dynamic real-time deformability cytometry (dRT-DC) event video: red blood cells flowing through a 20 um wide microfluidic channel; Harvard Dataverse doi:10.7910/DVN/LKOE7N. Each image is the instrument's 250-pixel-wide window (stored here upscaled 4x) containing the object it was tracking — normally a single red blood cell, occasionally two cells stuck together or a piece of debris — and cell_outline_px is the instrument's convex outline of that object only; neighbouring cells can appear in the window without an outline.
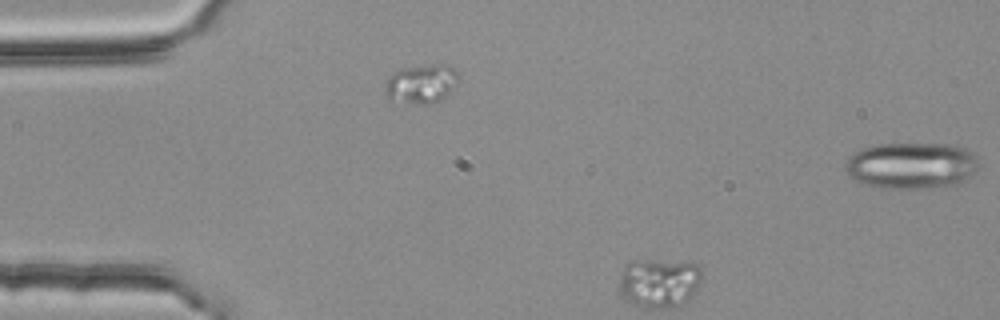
{"species": "common noctule bat (a hibernating species)", "species_latin": "Nyctalus noctula", "temperature_condition": "room temperature", "stored_images_in_passage": 5, "segment_of_instrument_passage": [2, 2], "camera_frame_rate_fps": 3000, "um_per_image_px": 0.085, "animal": {"sex": "female", "body_mass_g": 25.1}, "frame": {"image": 1, "passage_image": 5, "time_ms": 1.333, "image_size_px": [1000, 320], "cell_outline_px": [[980, 168], [976, 172], [960, 184], [916, 188], [880, 188], [864, 184], [848, 176], [844, 168], [844, 164], [856, 152], [864, 148], [876, 144], [952, 144], [964, 148], [972, 152], [976, 156]], "centroid_in_image_um": [77.5, 14.07], "position_along_channel_um": 7.5, "area_um2": 36.24}}